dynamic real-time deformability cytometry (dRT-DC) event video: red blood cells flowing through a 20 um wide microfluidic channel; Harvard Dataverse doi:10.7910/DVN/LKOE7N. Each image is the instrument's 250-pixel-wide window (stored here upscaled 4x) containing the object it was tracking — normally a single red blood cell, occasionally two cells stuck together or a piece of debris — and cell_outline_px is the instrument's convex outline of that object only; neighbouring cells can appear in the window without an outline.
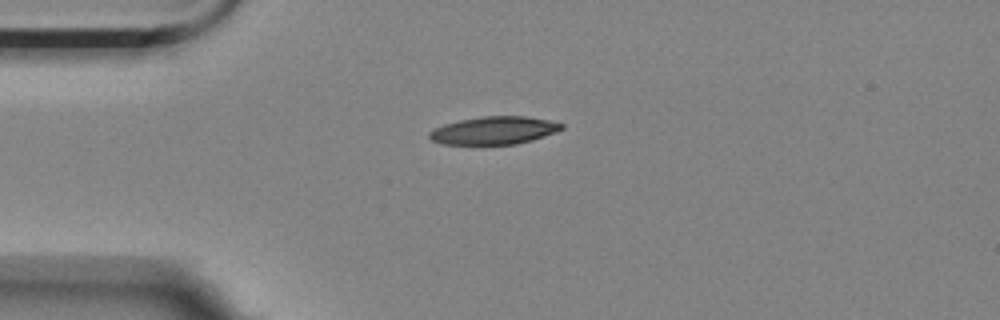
{"species": "Egyptian fruit bat (a non-hibernating species)", "species_latin": "Rousettus aegyptiacus", "temperature_condition": "room temperature", "stored_images_in_passage": 3, "camera_frame_rate_fps": 3000, "um_per_image_px": 0.085, "animal": {"sex": "female"}, "frame": {"image": 1, "passage_image": 3, "time_ms": 0.667, "image_size_px": [1000, 320], "cell_outline_px": [[564, 128], [556, 132], [532, 140], [516, 144], [444, 144], [432, 140], [428, 136], [428, 132], [432, 128], [444, 124], [460, 120], [484, 116], [528, 116], [548, 120], [564, 124]], "centroid_in_image_um": [41.99, 11.08], "position_along_channel_um": 43.0, "area_um2": 21.44}}